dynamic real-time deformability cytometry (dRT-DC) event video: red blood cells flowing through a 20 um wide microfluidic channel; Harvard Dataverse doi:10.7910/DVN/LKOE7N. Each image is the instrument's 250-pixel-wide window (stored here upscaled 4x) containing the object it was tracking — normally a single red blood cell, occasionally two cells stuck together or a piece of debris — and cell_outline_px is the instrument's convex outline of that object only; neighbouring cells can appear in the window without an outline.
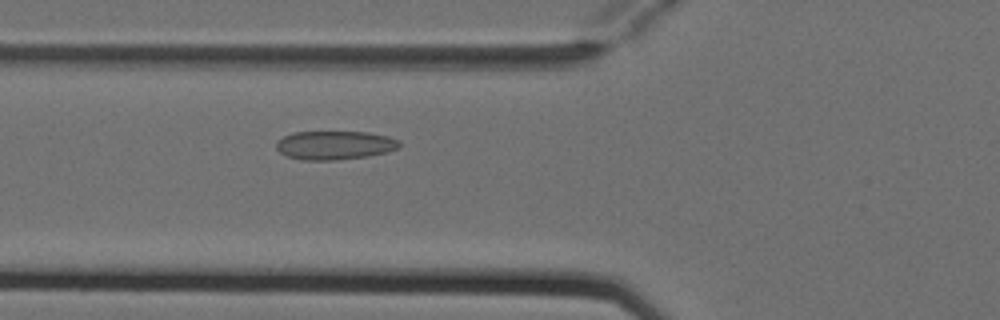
{"species": "Egyptian fruit bat (a non-hibernating species)", "species_latin": "Rousettus aegyptiacus", "temperature_condition": "cold", "stored_images_in_passage": 7, "camera_frame_rate_fps": 3000, "um_per_image_px": 0.085, "animal": {"sex": "female"}, "frame": {"image": 1, "passage_image": 7, "time_ms": 2.0, "image_size_px": [1000, 320], "cell_outline_px": [[400, 148], [388, 152], [368, 156], [336, 160], [300, 160], [288, 156], [280, 152], [276, 148], [276, 140], [292, 132], [368, 132], [388, 136], [400, 140]], "centroid_in_image_um": [28.46, 12.34], "position_along_channel_um": 97.3, "area_um2": 20.81}}